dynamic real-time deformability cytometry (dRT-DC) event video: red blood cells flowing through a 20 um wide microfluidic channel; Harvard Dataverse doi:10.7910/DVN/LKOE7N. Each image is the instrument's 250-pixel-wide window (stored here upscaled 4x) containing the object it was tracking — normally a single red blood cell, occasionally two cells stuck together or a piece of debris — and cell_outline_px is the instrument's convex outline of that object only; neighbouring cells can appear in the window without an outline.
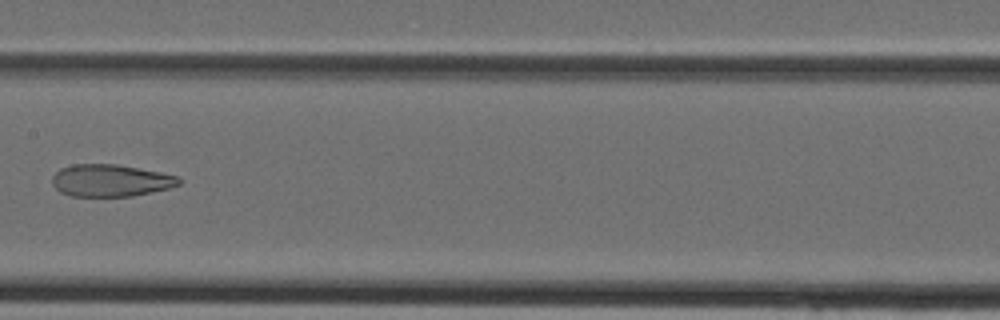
{"species": "Egyptian fruit bat (a non-hibernating species)", "species_latin": "Rousettus aegyptiacus", "temperature_condition": "cold", "stored_images_in_passage": 36, "camera_frame_rate_fps": 3000, "um_per_image_px": 0.085, "animal": {"sex": "female"}, "frame": {"image": 1, "passage_image": 17, "time_ms": 5.333, "image_size_px": [1000, 320], "cell_outline_px": [[180, 184], [168, 188], [152, 192], [132, 196], [72, 196], [60, 192], [52, 184], [52, 176], [60, 168], [72, 164], [116, 164], [160, 172], [180, 176]], "centroid_in_image_um": [9.39, 15.34], "position_along_channel_um": 198.0, "area_um2": 23.76}}
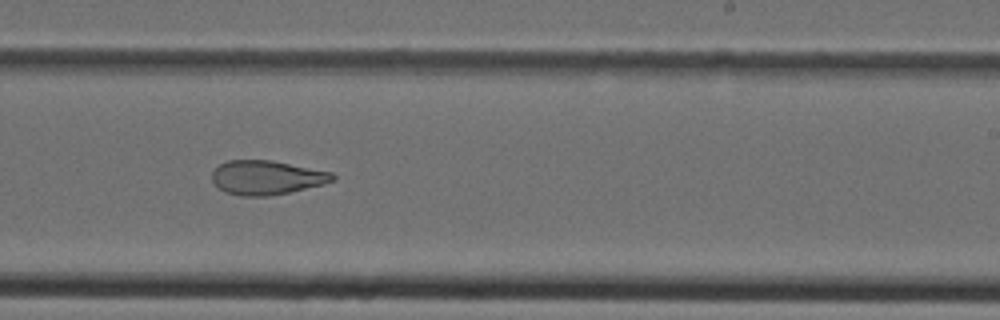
{"frame": {"image": 2, "passage_image": 21, "time_ms": 6.667, "image_size_px": [1000, 320], "cell_outline_px": [[336, 180], [324, 184], [288, 192], [268, 196], [240, 196], [224, 192], [212, 180], [212, 172], [220, 164], [228, 160], [272, 160], [332, 172], [336, 176]], "centroid_in_image_um": [22.68, 15.09], "position_along_channel_um": 266.3, "area_um2": 23.99}}
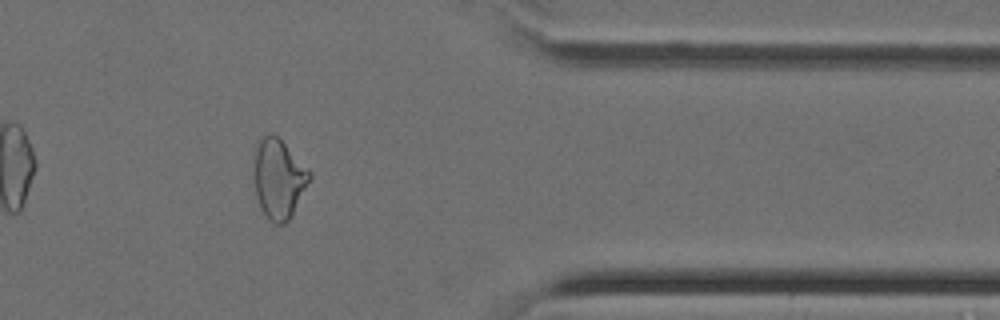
{"frame": {"image": 3, "passage_image": 29, "time_ms": 9.333, "image_size_px": [1000, 320], "cell_outline_px": [[312, 176], [292, 216], [284, 224], [276, 224], [268, 220], [256, 196], [256, 148], [260, 140], [264, 136], [272, 132], [312, 172]], "centroid_in_image_um": [23.73, 15.23], "position_along_channel_um": 387.7, "area_um2": 25.03}}